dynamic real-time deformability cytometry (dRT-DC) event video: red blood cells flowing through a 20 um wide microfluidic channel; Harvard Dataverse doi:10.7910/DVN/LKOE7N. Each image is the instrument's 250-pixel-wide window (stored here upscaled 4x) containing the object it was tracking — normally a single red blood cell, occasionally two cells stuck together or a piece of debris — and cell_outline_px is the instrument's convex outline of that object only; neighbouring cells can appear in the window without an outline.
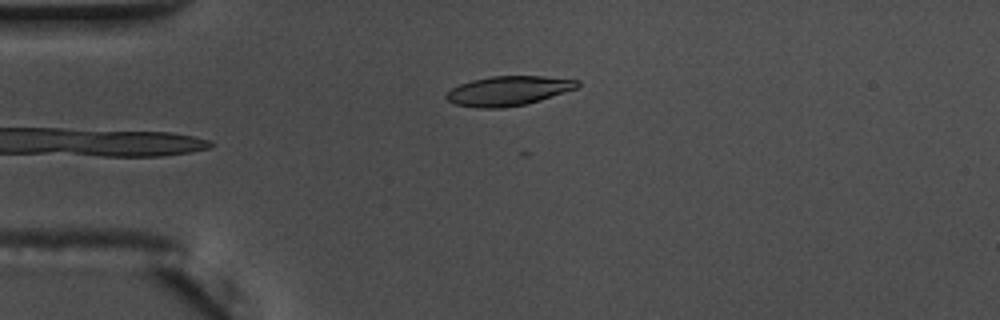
{"species": "common noctule bat (a hibernating species)", "species_latin": "Nyctalus noctula", "temperature_condition": "warm", "stored_images_in_passage": 39, "camera_frame_rate_fps": 3000, "um_per_image_px": 0.085, "animal": {"sex": "male", "body_mass_g": 17.5, "forearm_length_mm": 52.3}, "frame": {"image": 1, "passage_image": 1, "time_ms": 0.0, "image_size_px": [1000, 320], "cell_outline_px": [[580, 84], [576, 88], [540, 100], [524, 104], [504, 108], [480, 108], [456, 104], [448, 100], [444, 96], [452, 88], [460, 84], [472, 80], [492, 76], [544, 76], [580, 80]], "centroid_in_image_um": [43.21, 7.71], "position_along_channel_um": 41.8, "area_um2": 22.37}}